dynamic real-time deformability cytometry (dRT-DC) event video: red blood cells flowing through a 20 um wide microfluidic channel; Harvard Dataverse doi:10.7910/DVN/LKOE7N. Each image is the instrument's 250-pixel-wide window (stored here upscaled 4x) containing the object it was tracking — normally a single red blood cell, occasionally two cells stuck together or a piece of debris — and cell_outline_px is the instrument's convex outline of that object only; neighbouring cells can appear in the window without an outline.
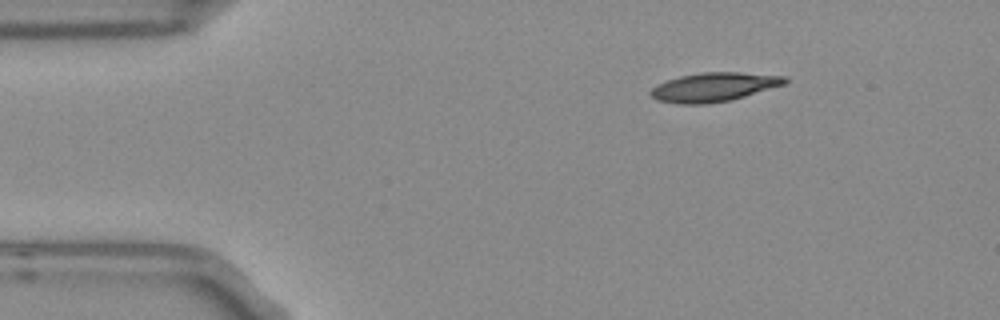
{"species": "Egyptian fruit bat (a non-hibernating species)", "species_latin": "Rousettus aegyptiacus", "temperature_condition": "room temperature", "stored_images_in_passage": 4, "camera_frame_rate_fps": 3000, "um_per_image_px": 0.085, "frame": {"image": 1, "passage_image": 1, "time_ms": 0.0, "image_size_px": [1000, 320], "cell_outline_px": [[788, 80], [784, 84], [744, 96], [728, 100], [704, 104], [680, 104], [656, 100], [648, 92], [656, 84], [680, 76], [700, 72], [740, 72], [784, 76]], "centroid_in_image_um": [60.62, 7.39], "position_along_channel_um": 24.4, "area_um2": 22.43}}
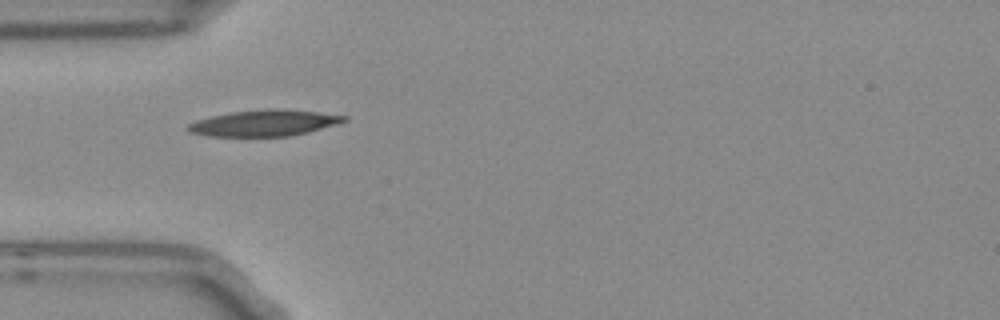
{"frame": {"image": 2, "passage_image": 3, "time_ms": 0.667, "image_size_px": [1000, 320], "cell_outline_px": [[348, 120], [336, 124], [308, 132], [288, 136], [208, 136], [192, 132], [184, 128], [188, 124], [196, 120], [212, 116], [232, 112], [264, 108], [284, 108], [320, 112], [348, 116]], "centroid_in_image_um": [22.48, 10.44], "position_along_channel_um": 62.5, "area_um2": 23.93}}
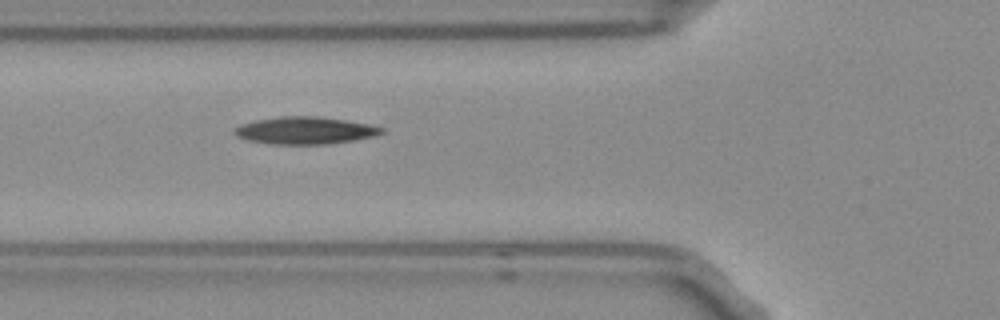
{"frame": {"image": 3, "passage_image": 4, "time_ms": 1.0, "image_size_px": [1000, 320], "cell_outline_px": [[384, 132], [372, 136], [356, 140], [328, 144], [272, 144], [248, 140], [236, 136], [232, 132], [240, 124], [256, 120], [280, 116], [316, 116], [344, 120], [368, 124], [384, 128]], "centroid_in_image_um": [25.9, 11.09], "position_along_channel_um": 99.9, "area_um2": 23.29}}